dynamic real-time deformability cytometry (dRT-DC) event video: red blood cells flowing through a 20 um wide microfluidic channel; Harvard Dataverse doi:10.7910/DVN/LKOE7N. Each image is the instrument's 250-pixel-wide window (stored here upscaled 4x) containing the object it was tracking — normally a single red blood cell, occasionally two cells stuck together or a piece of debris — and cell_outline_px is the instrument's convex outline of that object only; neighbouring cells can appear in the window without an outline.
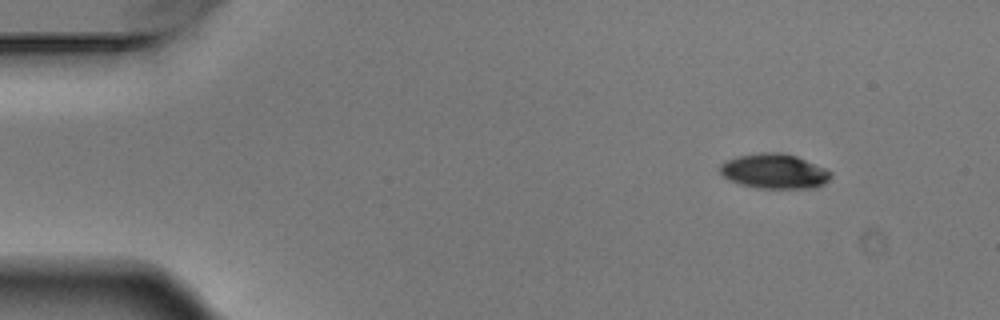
{"species": "Egyptian fruit bat (a non-hibernating species)", "species_latin": "Rousettus aegyptiacus", "temperature_condition": "warm", "stored_images_in_passage": 4, "camera_frame_rate_fps": 3000, "um_per_image_px": 0.085, "animal": {"sex": "male"}, "frame": {"image": 1, "passage_image": 1, "time_ms": 0.0, "image_size_px": [1000, 320], "cell_outline_px": [[832, 176], [824, 184], [816, 188], [760, 188], [728, 180], [720, 172], [720, 164], [724, 160], [736, 156], [760, 152], [784, 152], [796, 156], [824, 168], [832, 172]], "centroid_in_image_um": [65.81, 14.54], "position_along_channel_um": 19.2, "area_um2": 22.54}}
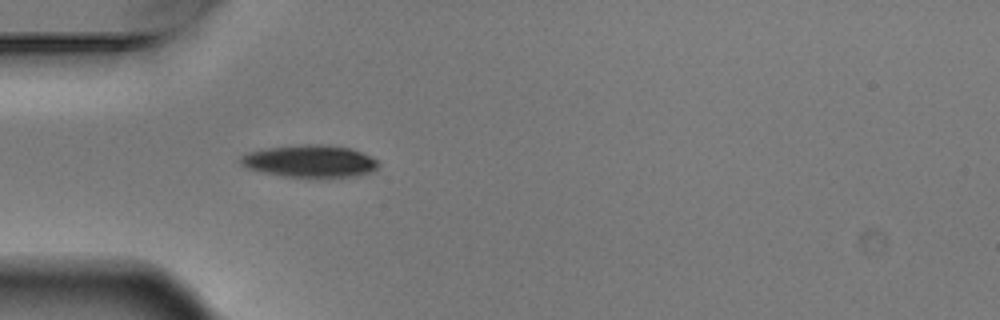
{"frame": {"image": 2, "passage_image": 4, "time_ms": 1.0, "image_size_px": [1000, 320], "cell_outline_px": [[380, 164], [376, 168], [368, 172], [352, 176], [284, 176], [264, 172], [248, 168], [240, 160], [240, 156], [248, 152], [268, 148], [308, 144], [320, 144], [352, 148], [372, 156]], "centroid_in_image_um": [26.37, 13.68], "position_along_channel_um": 58.6, "area_um2": 25.26}}